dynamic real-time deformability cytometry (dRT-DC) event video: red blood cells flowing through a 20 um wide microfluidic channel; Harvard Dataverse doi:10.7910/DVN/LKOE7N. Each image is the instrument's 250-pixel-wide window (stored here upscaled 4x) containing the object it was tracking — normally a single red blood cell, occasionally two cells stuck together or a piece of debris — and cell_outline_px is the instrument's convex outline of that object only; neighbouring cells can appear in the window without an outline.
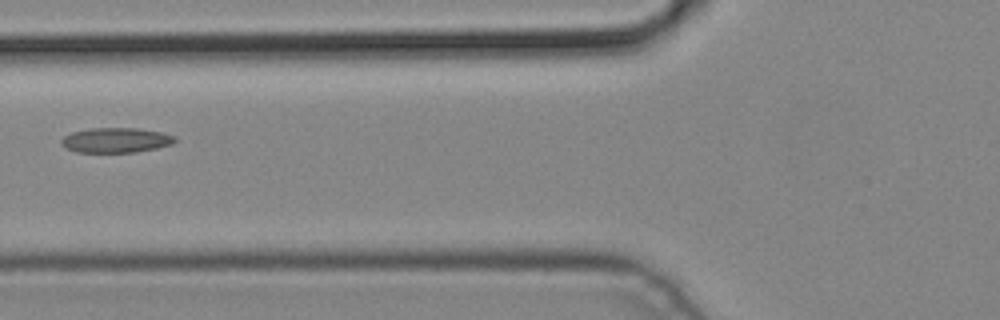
{"species": "common noctule bat (a hibernating species)", "species_latin": "Nyctalus noctula", "temperature_condition": "cold", "stored_images_in_passage": 3, "camera_frame_rate_fps": 3000, "um_per_image_px": 0.085, "animal": {"sex": "male", "body_mass_g": 19.2, "forearm_length_mm": 51.8}, "frame": {"image": 1, "passage_image": 2, "time_ms": 0.333, "image_size_px": [1000, 320], "cell_outline_px": [[176, 140], [172, 144], [156, 148], [136, 152], [76, 152], [60, 144], [60, 140], [64, 136], [72, 132], [92, 128], [136, 128], [164, 132], [176, 136]], "centroid_in_image_um": [9.87, 11.91], "position_along_channel_um": 115.9, "area_um2": 16.53}}
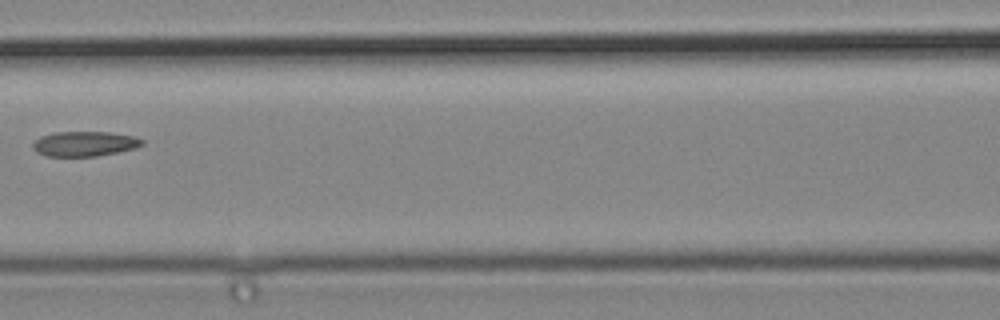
{"frame": {"image": 2, "passage_image": 3, "time_ms": 0.667, "image_size_px": [1000, 320], "cell_outline_px": [[144, 144], [136, 148], [96, 156], [44, 156], [36, 152], [32, 148], [32, 144], [40, 136], [56, 132], [108, 132], [132, 136], [144, 140]], "centroid_in_image_um": [7.16, 12.22], "position_along_channel_um": 159.4, "area_um2": 15.84}}